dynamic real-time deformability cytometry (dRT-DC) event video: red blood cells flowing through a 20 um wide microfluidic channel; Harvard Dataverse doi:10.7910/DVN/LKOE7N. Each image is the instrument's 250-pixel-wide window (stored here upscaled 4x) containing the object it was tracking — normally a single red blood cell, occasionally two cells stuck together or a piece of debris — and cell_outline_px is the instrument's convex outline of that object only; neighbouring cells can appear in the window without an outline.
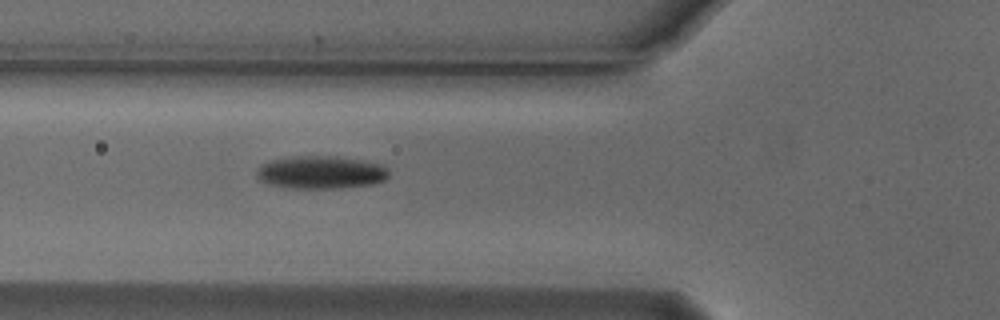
{"species": "Egyptian fruit bat (a non-hibernating species)", "species_latin": "Rousettus aegyptiacus", "temperature_condition": "cold", "stored_images_in_passage": 3, "camera_frame_rate_fps": 3000, "um_per_image_px": 0.085, "animal": {"sex": "male"}, "frame": {"image": 1, "passage_image": 3, "time_ms": 0.667, "image_size_px": [1000, 320], "cell_outline_px": [[388, 176], [384, 180], [372, 184], [340, 188], [288, 188], [268, 184], [260, 180], [256, 176], [256, 172], [260, 164], [272, 160], [296, 156], [336, 156], [380, 164], [388, 168]], "centroid_in_image_um": [27.24, 14.65], "position_along_channel_um": 98.6, "area_um2": 25.26}}